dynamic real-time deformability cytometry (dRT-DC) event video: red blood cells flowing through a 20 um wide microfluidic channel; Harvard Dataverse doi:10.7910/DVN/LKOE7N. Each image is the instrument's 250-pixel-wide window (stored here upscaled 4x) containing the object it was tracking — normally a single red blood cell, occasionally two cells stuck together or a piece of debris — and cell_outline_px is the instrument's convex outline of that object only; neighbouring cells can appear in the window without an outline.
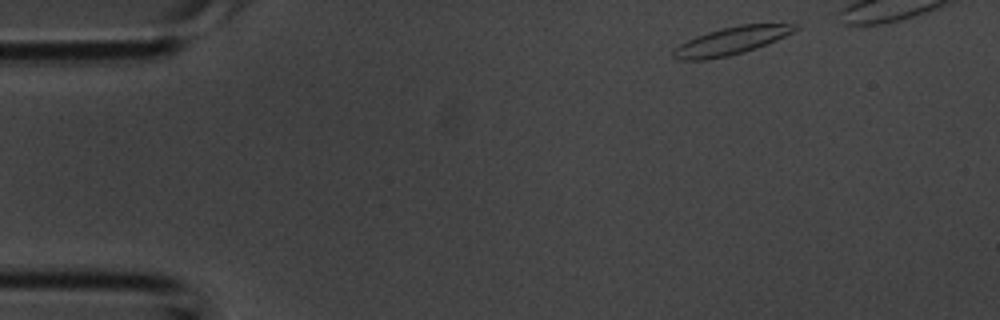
{"species": "common noctule bat (a hibernating species)", "species_latin": "Nyctalus noctula", "temperature_condition": "room temperature", "stored_images_in_passage": 4, "camera_frame_rate_fps": 3000, "um_per_image_px": 0.085, "animal": {"sex": "male", "body_mass_g": 20.1, "forearm_length_mm": 53.5}, "frame": {"image": 1, "passage_image": 1, "time_ms": 0.0, "image_size_px": [1000, 320], "cell_outline_px": [[800, 28], [776, 40], [756, 48], [744, 52], [728, 56], [708, 60], [676, 60], [672, 56], [672, 52], [680, 44], [696, 36], [720, 28], [740, 24], [796, 24]], "centroid_in_image_um": [62.12, 3.48], "position_along_channel_um": 22.9, "area_um2": 19.59}}
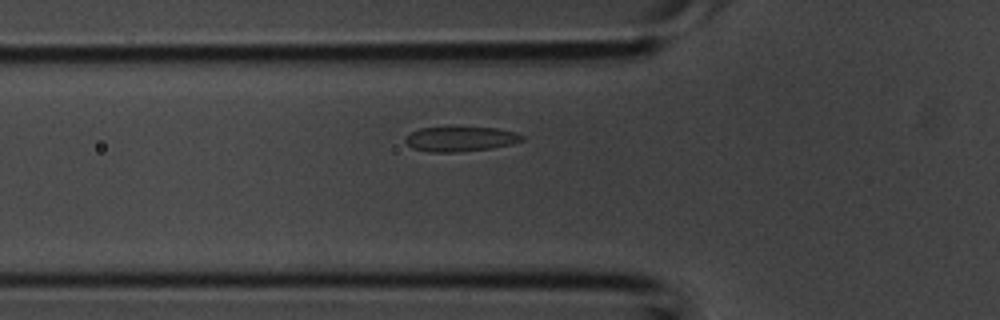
{"frame": {"image": 2, "passage_image": 4, "time_ms": 1.0, "image_size_px": [1000, 320], "cell_outline_px": [[524, 140], [512, 144], [492, 148], [460, 152], [428, 152], [412, 148], [404, 140], [404, 136], [420, 128], [500, 128], [516, 132], [524, 136]], "centroid_in_image_um": [39.15, 11.83], "position_along_channel_um": 86.6, "area_um2": 16.88}}